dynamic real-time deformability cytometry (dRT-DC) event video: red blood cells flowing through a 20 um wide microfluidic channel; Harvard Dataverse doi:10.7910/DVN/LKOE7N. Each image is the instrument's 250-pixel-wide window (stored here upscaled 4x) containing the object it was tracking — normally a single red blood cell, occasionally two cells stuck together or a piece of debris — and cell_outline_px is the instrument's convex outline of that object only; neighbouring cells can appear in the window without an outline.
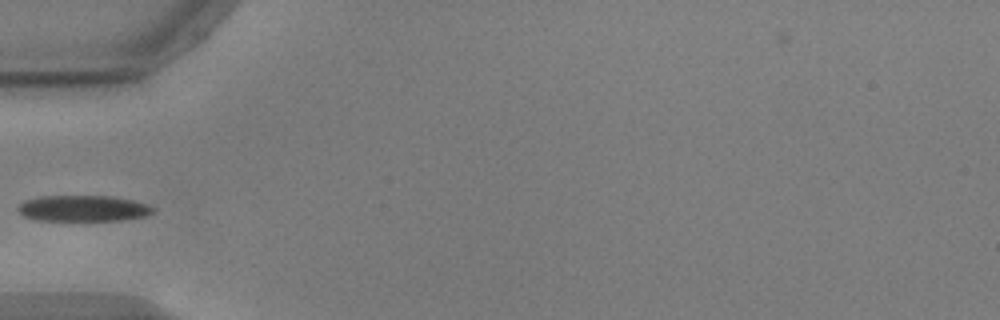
{"species": "common noctule bat (a hibernating species)", "species_latin": "Nyctalus noctula", "temperature_condition": "warm", "stored_images_in_passage": 37, "camera_frame_rate_fps": 3000, "um_per_image_px": 0.085, "animal": {"sex": "male", "body_mass_g": 17.9, "forearm_length_mm": 54.2}, "frame": {"image": 1, "passage_image": 1, "time_ms": 0.0, "image_size_px": [1000, 320], "cell_outline_px": [[156, 208], [152, 212], [144, 216], [120, 220], [36, 220], [24, 216], [16, 212], [16, 208], [24, 200], [40, 196], [112, 196], [132, 200], [148, 204]], "centroid_in_image_um": [7.02, 17.7], "position_along_channel_um": 78.0, "area_um2": 20.52}}
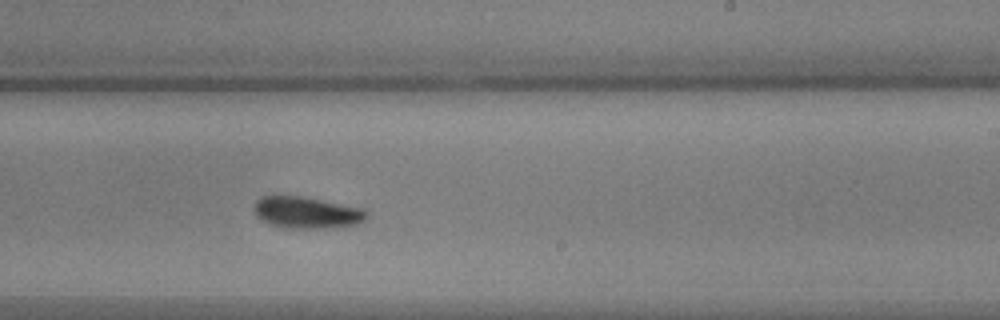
{"frame": {"image": 2, "passage_image": 16, "time_ms": 5.0, "image_size_px": [1000, 320], "cell_outline_px": [[368, 216], [360, 224], [332, 228], [288, 228], [272, 224], [256, 216], [252, 208], [256, 200], [260, 196], [300, 196], [364, 208], [368, 212]], "centroid_in_image_um": [26.1, 18.07], "position_along_channel_um": 262.9, "area_um2": 20.87}}
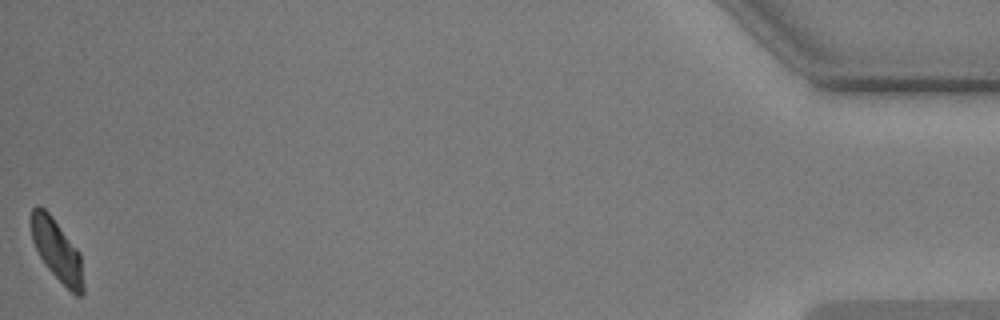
{"frame": {"image": 3, "passage_image": 37, "time_ms": 12.0, "image_size_px": [1000, 320], "cell_outline_px": [[84, 292], [80, 296], [76, 296], [44, 264], [32, 240], [32, 208], [36, 204], [40, 204], [52, 216], [80, 252], [84, 284]], "centroid_in_image_um": [4.86, 21.27], "position_along_channel_um": 430.3, "area_um2": 18.5}}